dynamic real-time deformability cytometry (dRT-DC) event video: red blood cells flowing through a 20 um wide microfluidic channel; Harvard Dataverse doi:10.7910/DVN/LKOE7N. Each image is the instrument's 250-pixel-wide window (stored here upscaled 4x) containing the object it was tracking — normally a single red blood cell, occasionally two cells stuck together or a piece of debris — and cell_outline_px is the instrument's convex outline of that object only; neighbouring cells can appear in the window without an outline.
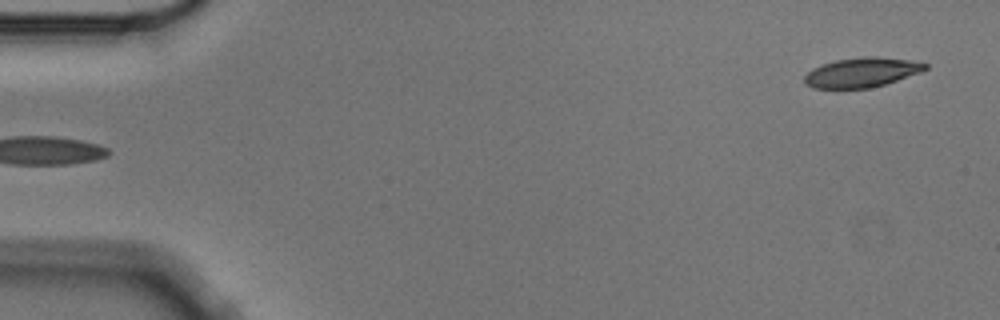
{"species": "Egyptian fruit bat (a non-hibernating species)", "species_latin": "Rousettus aegyptiacus", "temperature_condition": "cold", "stored_images_in_passage": 6, "camera_frame_rate_fps": 3000, "um_per_image_px": 0.085, "animal": {"sex": "male"}, "frame": {"image": 1, "passage_image": 6, "time_ms": 1.667, "image_size_px": [1000, 320], "cell_outline_px": [[928, 68], [920, 72], [884, 84], [868, 88], [812, 88], [804, 84], [804, 76], [812, 68], [836, 60], [864, 56], [876, 56], [908, 60], [928, 64]], "centroid_in_image_um": [73.21, 6.15], "position_along_channel_um": 11.8, "area_um2": 20.63}}